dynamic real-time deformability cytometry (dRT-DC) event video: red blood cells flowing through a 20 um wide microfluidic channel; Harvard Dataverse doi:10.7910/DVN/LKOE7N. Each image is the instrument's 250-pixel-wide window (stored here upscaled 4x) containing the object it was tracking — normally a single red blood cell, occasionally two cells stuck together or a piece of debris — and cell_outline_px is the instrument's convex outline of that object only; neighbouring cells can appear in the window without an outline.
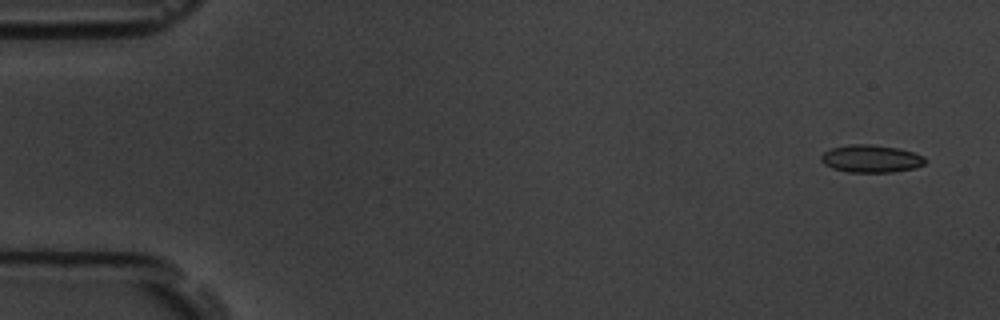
{"species": "common noctule bat (a hibernating species)", "species_latin": "Nyctalus noctula", "temperature_condition": "room temperature", "stored_images_in_passage": 5, "camera_frame_rate_fps": 3000, "um_per_image_px": 0.085, "animal": {"sex": "male", "body_mass_g": 19.5, "forearm_length_mm": 54.6}, "frame": {"image": 1, "passage_image": 1, "time_ms": 0.0, "image_size_px": [1000, 320], "cell_outline_px": [[928, 160], [924, 164], [916, 168], [892, 172], [848, 172], [832, 168], [824, 164], [820, 160], [820, 156], [824, 152], [832, 148], [848, 144], [868, 144], [900, 148], [924, 156]], "centroid_in_image_um": [74.05, 13.49], "position_along_channel_um": 10.9, "area_um2": 16.88}}
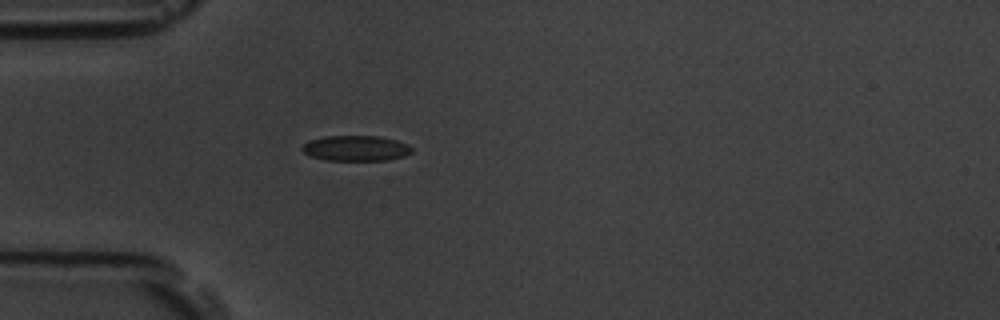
{"frame": {"image": 2, "passage_image": 5, "time_ms": 4.667, "image_size_px": [1000, 320], "cell_outline_px": [[412, 152], [404, 156], [388, 160], [324, 160], [312, 156], [304, 152], [300, 148], [308, 140], [324, 136], [380, 136], [396, 140], [408, 144], [412, 148]], "centroid_in_image_um": [30.25, 12.59], "position_along_channel_um": 54.8, "area_um2": 16.3}}